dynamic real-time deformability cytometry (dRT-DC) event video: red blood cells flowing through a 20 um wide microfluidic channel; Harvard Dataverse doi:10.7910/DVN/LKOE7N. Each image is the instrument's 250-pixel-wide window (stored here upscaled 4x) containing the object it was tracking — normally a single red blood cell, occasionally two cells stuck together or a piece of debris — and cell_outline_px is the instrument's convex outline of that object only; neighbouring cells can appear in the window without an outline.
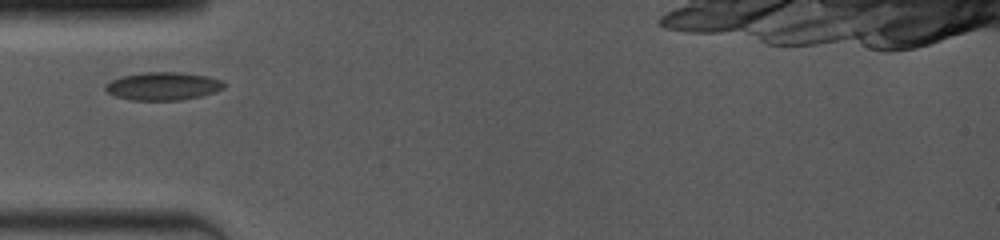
{"species": "common noctule bat (a hibernating species)", "species_latin": "Nyctalus noctula", "temperature_condition": "room temperature", "stored_images_in_passage": 33, "camera_frame_rate_fps": 4000, "um_per_image_px": 0.085, "animal": {"sex": "female", "body_mass_g": 19.0, "forearm_length_mm": 53.3}, "frame": {"image": 1, "passage_image": 1, "time_ms": 0.0, "image_size_px": [1000, 240], "cell_outline_px": [[224, 88], [200, 96], [180, 100], [132, 100], [116, 96], [108, 92], [104, 88], [104, 84], [120, 76], [140, 72], [180, 72], [208, 76], [220, 80], [224, 84]], "centroid_in_image_um": [13.81, 7.31], "position_along_channel_um": 71.2, "area_um2": 19.31}}
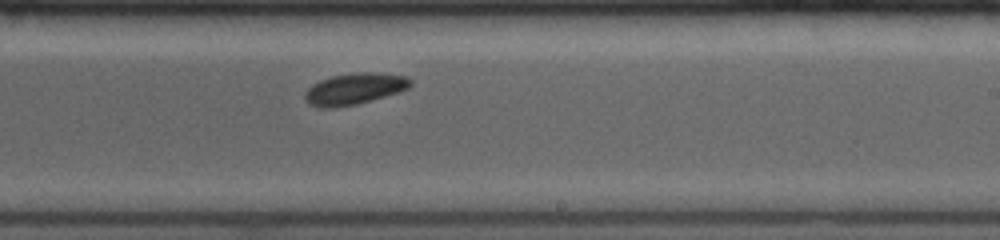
{"frame": {"image": 2, "passage_image": 15, "time_ms": 4.75, "image_size_px": [1000, 240], "cell_outline_px": [[412, 84], [408, 88], [396, 92], [356, 104], [336, 108], [320, 108], [308, 104], [304, 100], [304, 92], [312, 84], [320, 80], [332, 76], [360, 72], [376, 72], [408, 76], [412, 80]], "centroid_in_image_um": [30.08, 7.55], "position_along_channel_um": 258.9, "area_um2": 19.31}}
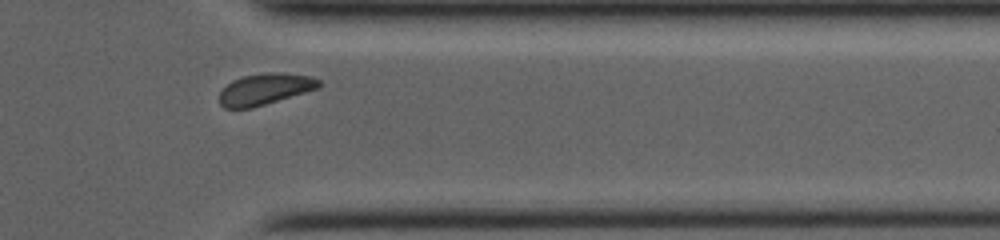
{"frame": {"image": 3, "passage_image": 29, "time_ms": 8.0, "image_size_px": [1000, 240], "cell_outline_px": [[324, 84], [320, 88], [252, 108], [224, 108], [220, 104], [220, 92], [232, 80], [244, 76], [272, 72], [276, 72], [312, 76], [320, 80]], "centroid_in_image_um": [22.58, 7.57], "position_along_channel_um": 388.8, "area_um2": 18.15}}